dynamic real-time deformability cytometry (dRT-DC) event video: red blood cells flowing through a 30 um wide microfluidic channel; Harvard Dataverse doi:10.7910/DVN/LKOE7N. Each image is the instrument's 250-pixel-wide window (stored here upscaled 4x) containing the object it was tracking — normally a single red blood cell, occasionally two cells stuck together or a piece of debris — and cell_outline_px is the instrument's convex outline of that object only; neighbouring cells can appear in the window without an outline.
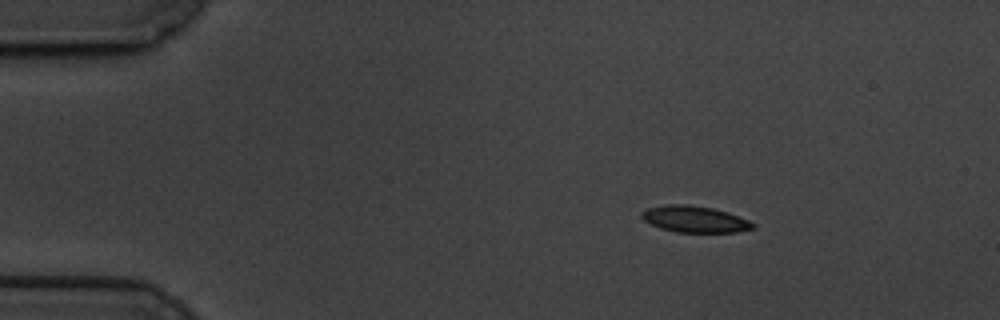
{"species": "common noctule bat (a hibernating species)", "species_latin": "Nyctalus noctula", "temperature_condition": "cold", "stored_images_in_passage": 51, "camera_frame_rate_fps": 3000, "um_per_image_px": 0.085, "animal": {"sex": "male", "body_mass_g": 19.5, "forearm_length_mm": 54.6}, "frame": {"image": 1, "passage_image": 1, "time_ms": 0.0, "image_size_px": [1000, 320], "cell_outline_px": [[756, 228], [736, 232], [676, 232], [660, 228], [644, 220], [640, 216], [640, 212], [648, 208], [664, 204], [688, 204], [712, 208], [748, 220], [756, 224]], "centroid_in_image_um": [59.02, 18.63], "position_along_channel_um": 26.0, "area_um2": 17.05}}
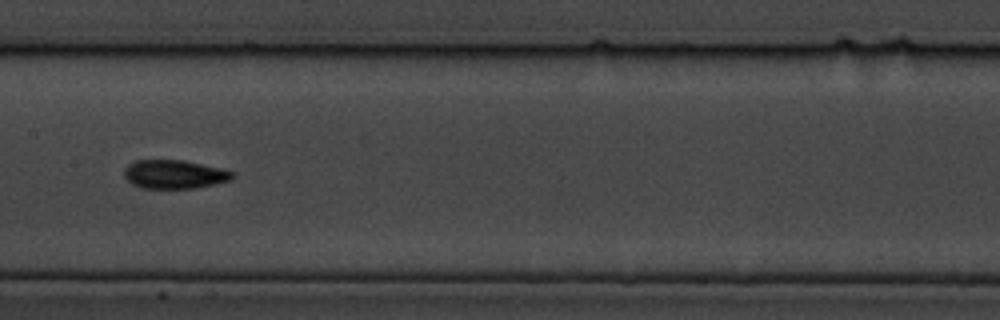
{"frame": {"image": 2, "passage_image": 22, "time_ms": 7.0, "image_size_px": [1000, 320], "cell_outline_px": [[236, 176], [232, 180], [216, 184], [196, 188], [144, 188], [132, 184], [124, 176], [124, 168], [128, 164], [136, 160], [184, 160], [220, 168], [232, 172]], "centroid_in_image_um": [14.83, 14.81], "position_along_channel_um": 192.6, "area_um2": 18.15}}
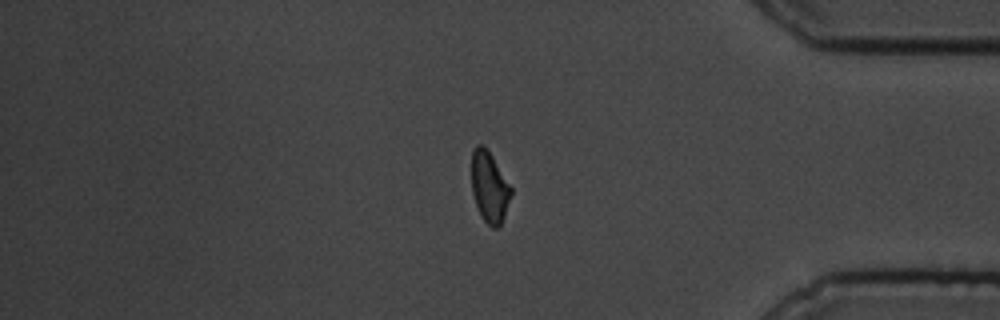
{"frame": {"image": 3, "passage_image": 42, "time_ms": 13.667, "image_size_px": [1000, 320], "cell_outline_px": [[512, 192], [504, 216], [500, 224], [496, 228], [492, 228], [480, 216], [472, 192], [472, 148], [476, 144], [480, 144], [492, 156], [512, 188]], "centroid_in_image_um": [41.59, 15.9], "position_along_channel_um": 393.6, "area_um2": 16.07}, "authors_computed_cell_mechanics": {"area_um2": 17.4556, "velocity_mm_per_s": 3.3644, "shape_relaxation_time_tau1_ms": 4.6109, "shape_relaxation_time_tau2_ms": 3.3377, "deformation_change_tau1": 0.1352, "deformation_change_tau2": 0.0831}}